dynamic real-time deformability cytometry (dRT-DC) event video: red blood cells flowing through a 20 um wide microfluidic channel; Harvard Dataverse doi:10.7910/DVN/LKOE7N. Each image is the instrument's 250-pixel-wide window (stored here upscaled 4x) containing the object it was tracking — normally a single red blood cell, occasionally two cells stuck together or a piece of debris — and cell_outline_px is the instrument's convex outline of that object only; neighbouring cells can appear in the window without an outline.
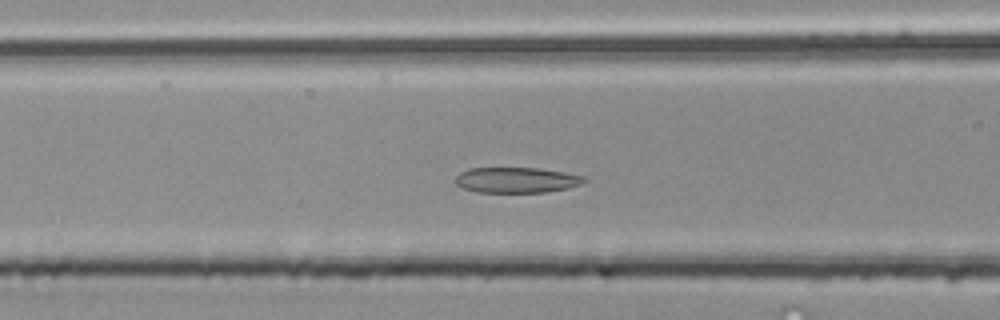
{"species": "common noctule bat (a hibernating species)", "species_latin": "Nyctalus noctula", "temperature_condition": "room temperature", "stored_images_in_passage": 39, "camera_frame_rate_fps": 3000, "um_per_image_px": 0.085, "animal": {"sex": "male", "body_mass_g": 20.4}, "frame": {"image": 1, "passage_image": 8, "time_ms": 2.333, "image_size_px": [1000, 320], "cell_outline_px": [[588, 180], [580, 184], [568, 188], [544, 192], [476, 192], [464, 188], [456, 184], [452, 180], [460, 172], [468, 168], [540, 168], [564, 172], [584, 176]], "centroid_in_image_um": [43.88, 15.3], "position_along_channel_um": 122.7, "area_um2": 19.25}}
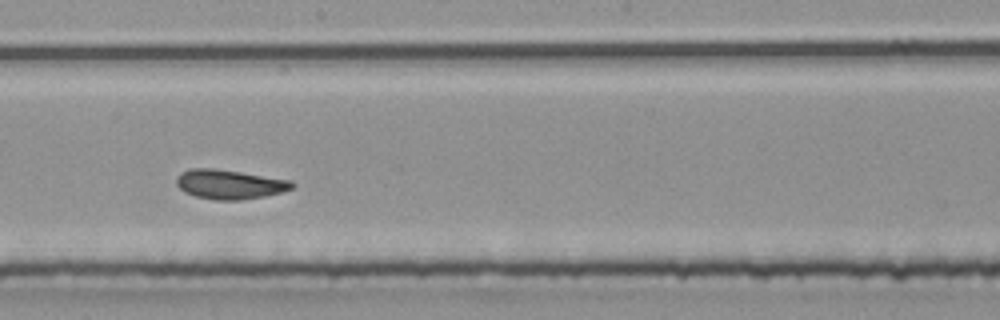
{"frame": {"image": 2, "passage_image": 16, "time_ms": 5.0, "image_size_px": [1000, 320], "cell_outline_px": [[296, 184], [292, 188], [280, 192], [264, 196], [240, 200], [216, 200], [196, 196], [184, 192], [176, 184], [176, 176], [180, 172], [192, 168], [216, 168], [292, 180]], "centroid_in_image_um": [19.5, 15.65], "position_along_channel_um": 228.7, "area_um2": 19.88}}
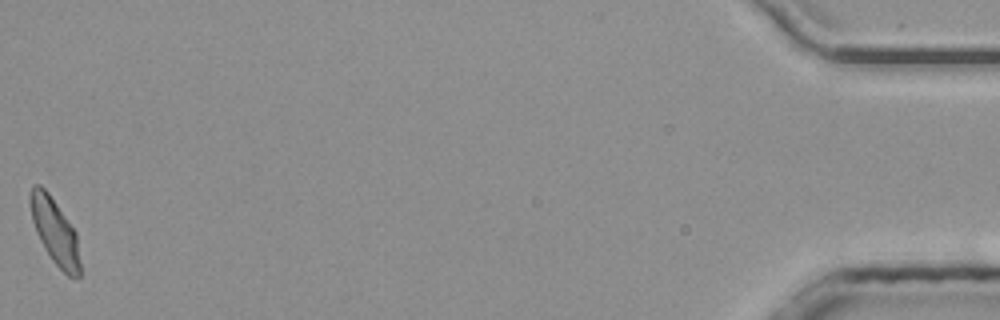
{"frame": {"image": 3, "passage_image": 39, "time_ms": 12.667, "image_size_px": [1000, 320], "cell_outline_px": [[80, 276], [76, 280], [68, 276], [52, 260], [44, 248], [36, 232], [32, 220], [28, 196], [32, 184], [40, 184], [48, 192], [76, 232], [80, 264]], "centroid_in_image_um": [4.64, 19.66], "position_along_channel_um": 430.6, "area_um2": 19.13}, "authors_computed_cell_mechanics": {"area_um2": 19.2474, "velocity_mm_per_s": 3.9896, "shape_relaxation_time_tau1_ms": 9.948, "shape_relaxation_time_tau2_ms": 2.1058, "deformation_change_tau1": 0.1652, "deformation_change_tau2": 0.0772}}